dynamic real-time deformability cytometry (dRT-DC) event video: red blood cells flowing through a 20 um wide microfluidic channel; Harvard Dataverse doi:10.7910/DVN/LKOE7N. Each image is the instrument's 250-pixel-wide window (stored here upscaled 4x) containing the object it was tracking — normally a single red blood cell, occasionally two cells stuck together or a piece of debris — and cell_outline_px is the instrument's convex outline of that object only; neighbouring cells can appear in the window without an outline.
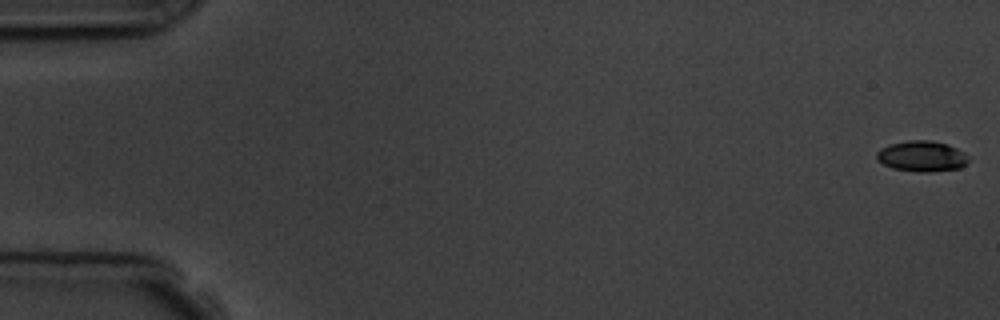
{"species": "common noctule bat (a hibernating species)", "species_latin": "Nyctalus noctula", "temperature_condition": "room temperature", "stored_images_in_passage": 6, "camera_frame_rate_fps": 3000, "um_per_image_px": 0.085, "animal": {"sex": "male", "body_mass_g": 19.5, "forearm_length_mm": 54.6}, "frame": {"image": 1, "passage_image": 1, "time_ms": 0.0, "image_size_px": [1000, 320], "cell_outline_px": [[968, 160], [960, 168], [928, 172], [920, 172], [892, 168], [876, 160], [876, 152], [880, 148], [888, 144], [908, 140], [932, 140], [948, 144], [964, 152], [968, 156]], "centroid_in_image_um": [78.32, 13.26], "position_along_channel_um": 6.7, "area_um2": 16.53}}
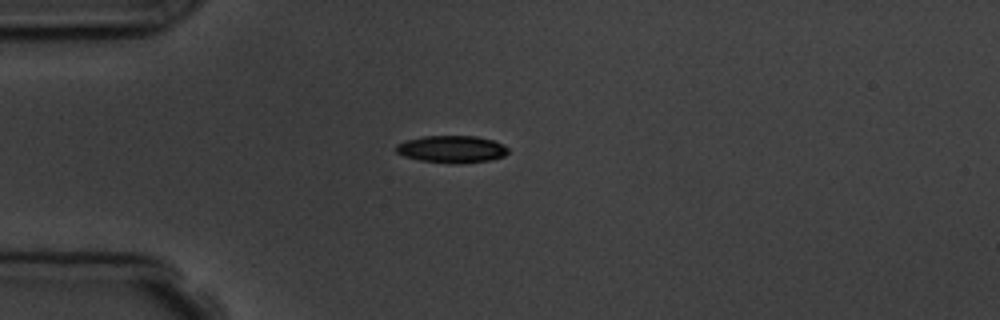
{"frame": {"image": 2, "passage_image": 5, "time_ms": 4.667, "image_size_px": [1000, 320], "cell_outline_px": [[508, 152], [504, 156], [492, 160], [456, 164], [420, 160], [404, 156], [396, 152], [396, 144], [404, 140], [424, 136], [476, 136], [492, 140], [508, 148]], "centroid_in_image_um": [38.38, 12.68], "position_along_channel_um": 46.6, "area_um2": 17.74}}